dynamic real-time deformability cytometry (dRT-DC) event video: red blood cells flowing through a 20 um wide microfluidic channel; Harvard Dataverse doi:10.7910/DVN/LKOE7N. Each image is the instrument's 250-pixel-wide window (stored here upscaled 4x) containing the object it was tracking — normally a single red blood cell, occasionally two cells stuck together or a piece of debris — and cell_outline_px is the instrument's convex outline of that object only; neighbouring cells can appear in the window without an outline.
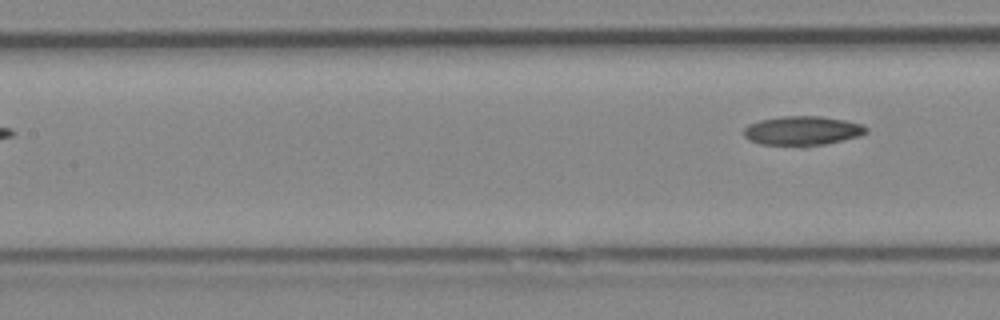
{"species": "Egyptian fruit bat (a non-hibernating species)", "species_latin": "Rousettus aegyptiacus", "temperature_condition": "cold", "stored_images_in_passage": 7, "segment_of_instrument_passage": [2, 2], "camera_frame_rate_fps": 3000, "um_per_image_px": 0.085, "animal": {"sex": "female"}, "frame": {"image": 1, "passage_image": 7, "time_ms": 2.0, "image_size_px": [1000, 320], "cell_outline_px": [[868, 132], [860, 136], [824, 144], [804, 148], [760, 144], [748, 140], [744, 136], [744, 128], [748, 124], [760, 120], [780, 116], [820, 116], [844, 120], [860, 124], [868, 128]], "centroid_in_image_um": [68.16, 11.14], "position_along_channel_um": 139.2, "area_um2": 21.33}}